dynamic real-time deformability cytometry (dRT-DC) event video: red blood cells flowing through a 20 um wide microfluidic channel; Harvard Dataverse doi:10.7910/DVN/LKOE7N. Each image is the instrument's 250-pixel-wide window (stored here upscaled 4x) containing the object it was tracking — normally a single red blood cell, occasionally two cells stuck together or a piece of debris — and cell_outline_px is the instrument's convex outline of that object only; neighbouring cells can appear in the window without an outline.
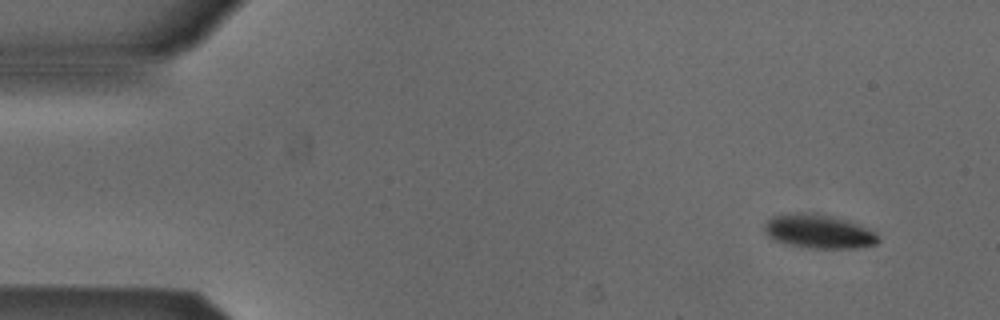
{"species": "Egyptian fruit bat (a non-hibernating species)", "species_latin": "Rousettus aegyptiacus", "temperature_condition": "cold", "stored_images_in_passage": 50, "camera_frame_rate_fps": 3000, "um_per_image_px": 0.085, "animal": {"sex": "male"}, "frame": {"image": 1, "passage_image": 1, "time_ms": 0.0, "image_size_px": [1000, 320], "cell_outline_px": [[880, 240], [876, 244], [856, 248], [808, 248], [788, 244], [776, 240], [768, 236], [764, 232], [764, 224], [772, 216], [796, 212], [816, 212], [848, 220], [876, 228], [880, 236]], "centroid_in_image_um": [69.69, 19.65], "position_along_channel_um": 15.3, "area_um2": 23.18}}
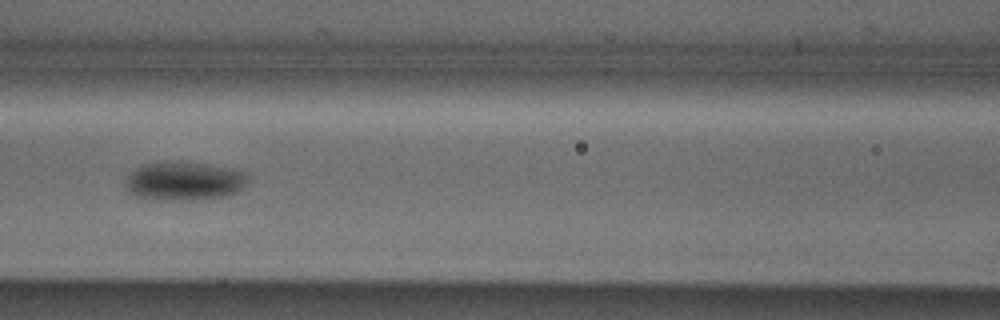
{"frame": {"image": 2, "passage_image": 20, "time_ms": 6.333, "image_size_px": [1000, 320], "cell_outline_px": [[248, 176], [244, 188], [240, 192], [228, 196], [188, 200], [148, 200], [132, 196], [128, 192], [124, 184], [124, 180], [136, 168], [144, 164], [208, 164], [248, 172]], "centroid_in_image_um": [15.66, 15.45], "position_along_channel_um": 150.9, "area_um2": 27.46}}
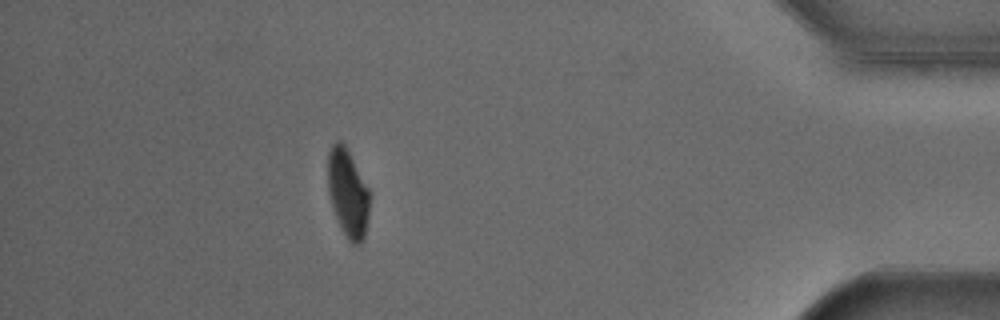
{"frame": {"image": 3, "passage_image": 44, "time_ms": 14.333, "image_size_px": [1000, 320], "cell_outline_px": [[368, 216], [364, 240], [360, 244], [352, 244], [348, 240], [340, 228], [332, 208], [328, 192], [328, 152], [332, 144], [336, 140], [340, 140], [344, 144], [368, 188]], "centroid_in_image_um": [29.54, 16.44], "position_along_channel_um": 405.7, "area_um2": 21.27}, "authors_computed_cell_mechanics": {"area_um2": 24.6228, "velocity_mm_per_s": 3.8358, "shape_relaxation_time_tau1_ms": 4.7723, "shape_relaxation_time_tau2_ms": 10.9709, "deformation_change_tau1": 0.1043, "deformation_change_tau2": 0.0926}}